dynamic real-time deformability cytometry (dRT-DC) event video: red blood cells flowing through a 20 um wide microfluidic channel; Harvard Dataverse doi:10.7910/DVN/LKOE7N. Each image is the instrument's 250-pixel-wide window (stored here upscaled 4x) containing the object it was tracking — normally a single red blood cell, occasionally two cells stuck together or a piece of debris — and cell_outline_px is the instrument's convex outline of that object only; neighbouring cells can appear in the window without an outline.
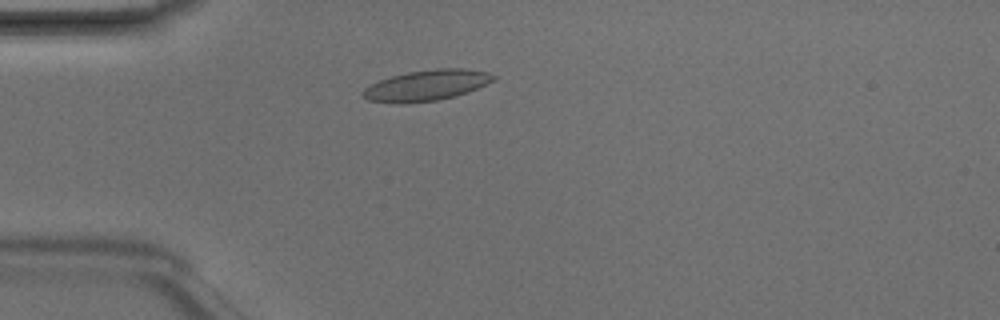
{"species": "Egyptian fruit bat (a non-hibernating species)", "species_latin": "Rousettus aegyptiacus", "temperature_condition": "room temperature", "stored_images_in_passage": 4, "camera_frame_rate_fps": 3000, "um_per_image_px": 0.085, "animal": {"sex": "male"}, "frame": {"image": 1, "passage_image": 3, "time_ms": 0.667, "image_size_px": [1000, 320], "cell_outline_px": [[500, 76], [496, 80], [468, 92], [436, 100], [408, 104], [400, 104], [368, 100], [360, 96], [360, 92], [364, 88], [380, 80], [392, 76], [408, 72], [436, 68], [460, 68], [488, 72]], "centroid_in_image_um": [36.26, 7.26], "position_along_channel_um": 48.7, "area_um2": 23.58}}